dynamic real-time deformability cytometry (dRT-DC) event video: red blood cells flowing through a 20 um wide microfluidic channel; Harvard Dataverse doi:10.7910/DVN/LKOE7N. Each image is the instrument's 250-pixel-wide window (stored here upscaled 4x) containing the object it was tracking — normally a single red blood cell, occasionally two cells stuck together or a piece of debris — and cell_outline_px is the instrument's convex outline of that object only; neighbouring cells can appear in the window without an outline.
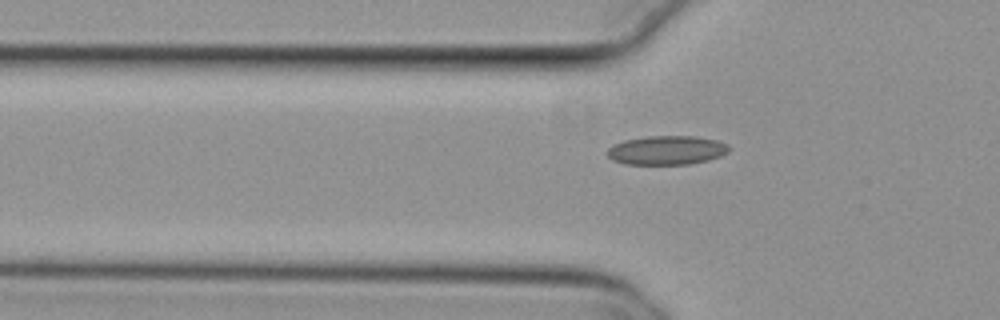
{"species": "common noctule bat (a hibernating species)", "species_latin": "Nyctalus noctula", "temperature_condition": "cold", "stored_images_in_passage": 41, "camera_frame_rate_fps": 3000, "um_per_image_px": 0.085, "animal": {"sex": "female", "body_mass_g": 29.2, "forearm_length_mm": 56.3}, "frame": {"image": 1, "passage_image": 5, "time_ms": 1.333, "image_size_px": [1000, 320], "cell_outline_px": [[732, 148], [728, 152], [720, 156], [708, 160], [688, 164], [624, 164], [612, 160], [608, 156], [608, 148], [612, 144], [624, 140], [648, 136], [696, 136], [716, 140], [728, 144]], "centroid_in_image_um": [56.68, 12.76], "position_along_channel_um": 69.1, "area_um2": 20.69}}
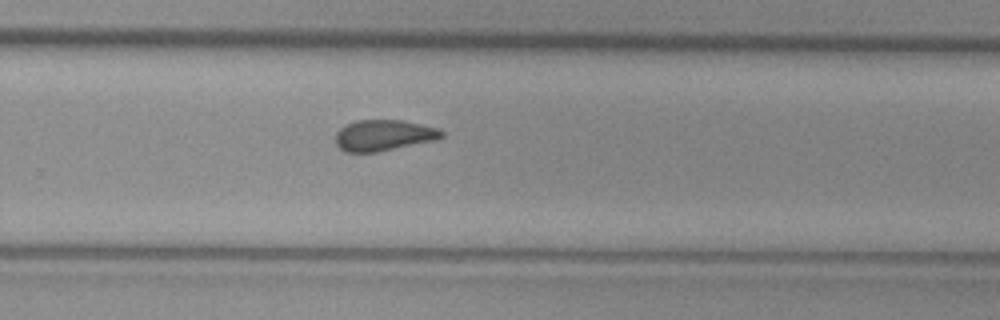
{"frame": {"image": 2, "passage_image": 23, "time_ms": 7.333, "image_size_px": [1000, 320], "cell_outline_px": [[444, 136], [440, 140], [380, 152], [344, 152], [336, 144], [336, 132], [340, 128], [356, 120], [400, 120], [440, 128], [444, 132]], "centroid_in_image_um": [32.68, 11.52], "position_along_channel_um": 297.1, "area_um2": 19.54}}
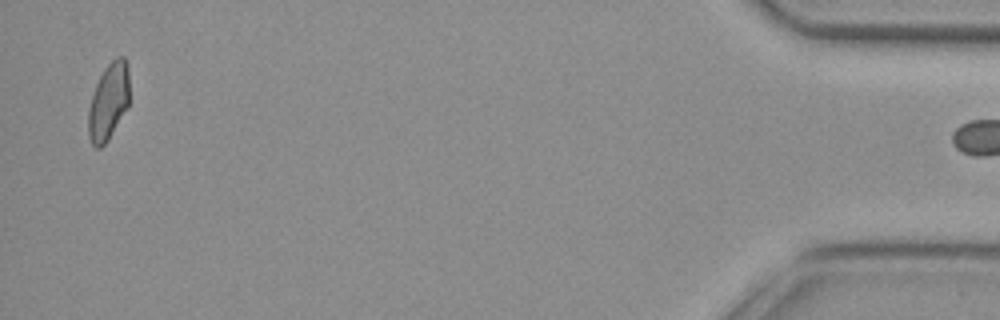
{"frame": {"image": 3, "passage_image": 40, "time_ms": 13.0, "image_size_px": [1000, 320], "cell_outline_px": [[128, 108], [108, 140], [100, 148], [96, 148], [92, 144], [88, 132], [88, 112], [92, 96], [96, 84], [104, 68], [116, 56], [124, 56], [128, 64]], "centroid_in_image_um": [9.23, 8.63], "position_along_channel_um": 426.0, "area_um2": 18.38}}